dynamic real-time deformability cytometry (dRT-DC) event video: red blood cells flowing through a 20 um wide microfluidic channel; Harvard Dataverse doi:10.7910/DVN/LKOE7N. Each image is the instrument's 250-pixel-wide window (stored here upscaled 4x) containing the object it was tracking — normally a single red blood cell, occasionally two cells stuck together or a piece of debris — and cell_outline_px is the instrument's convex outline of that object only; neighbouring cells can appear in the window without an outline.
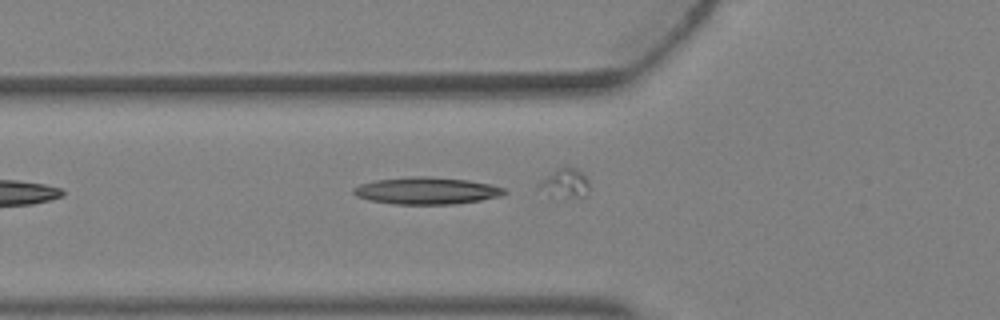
{"species": "Egyptian fruit bat (a non-hibernating species)", "species_latin": "Rousettus aegyptiacus", "temperature_condition": "warm", "stored_images_in_passage": 3, "camera_frame_rate_fps": 3000, "um_per_image_px": 0.085, "animal": {"sex": "female"}, "frame": {"image": 1, "passage_image": 3, "time_ms": 0.667, "image_size_px": [1000, 320], "cell_outline_px": [[508, 192], [500, 196], [480, 200], [456, 204], [392, 204], [368, 200], [356, 196], [352, 192], [352, 188], [360, 184], [376, 180], [412, 176], [428, 176], [468, 180], [488, 184], [504, 188]], "centroid_in_image_um": [36.23, 16.21], "position_along_channel_um": 89.6, "area_um2": 23.81}}